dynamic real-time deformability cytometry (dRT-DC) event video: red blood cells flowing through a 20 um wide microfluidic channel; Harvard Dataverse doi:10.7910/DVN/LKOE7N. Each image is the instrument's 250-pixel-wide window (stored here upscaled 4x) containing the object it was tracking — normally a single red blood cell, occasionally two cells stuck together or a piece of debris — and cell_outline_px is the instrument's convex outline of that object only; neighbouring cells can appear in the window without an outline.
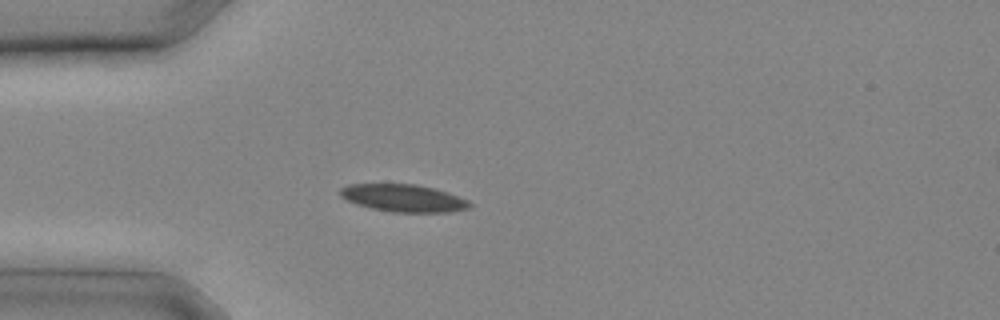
{"species": "common noctule bat (a hibernating species)", "species_latin": "Nyctalus noctula", "temperature_condition": "cold", "stored_images_in_passage": 11, "camera_frame_rate_fps": 3000, "um_per_image_px": 0.085, "animal": {"sex": "male", "body_mass_g": 20.4}, "frame": {"image": 1, "passage_image": 7, "time_ms": 2.0, "image_size_px": [1000, 320], "cell_outline_px": [[472, 204], [468, 208], [448, 212], [392, 212], [372, 208], [356, 204], [340, 196], [340, 188], [348, 184], [416, 184], [436, 188], [448, 192], [468, 200]], "centroid_in_image_um": [34.3, 16.83], "position_along_channel_um": 50.7, "area_um2": 20.69}}
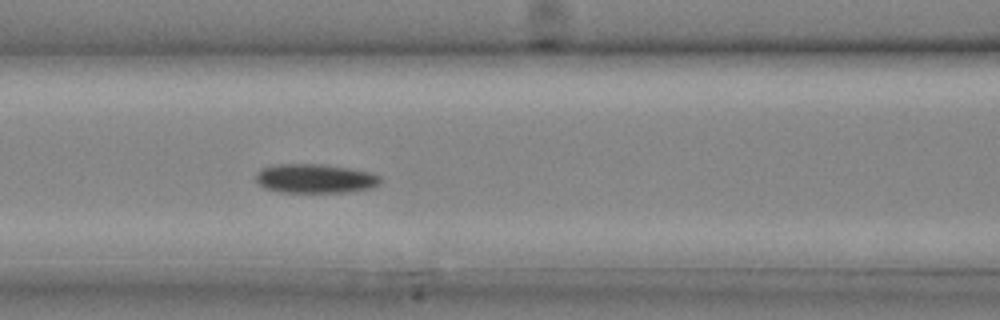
{"frame": {"image": 2, "passage_image": 11, "time_ms": 3.333, "image_size_px": [1000, 320], "cell_outline_px": [[380, 184], [372, 188], [348, 192], [280, 192], [264, 188], [256, 180], [256, 172], [260, 168], [276, 164], [320, 164], [352, 168], [372, 172], [380, 176]], "centroid_in_image_um": [26.8, 15.17], "position_along_channel_um": 139.8, "area_um2": 21.39}}